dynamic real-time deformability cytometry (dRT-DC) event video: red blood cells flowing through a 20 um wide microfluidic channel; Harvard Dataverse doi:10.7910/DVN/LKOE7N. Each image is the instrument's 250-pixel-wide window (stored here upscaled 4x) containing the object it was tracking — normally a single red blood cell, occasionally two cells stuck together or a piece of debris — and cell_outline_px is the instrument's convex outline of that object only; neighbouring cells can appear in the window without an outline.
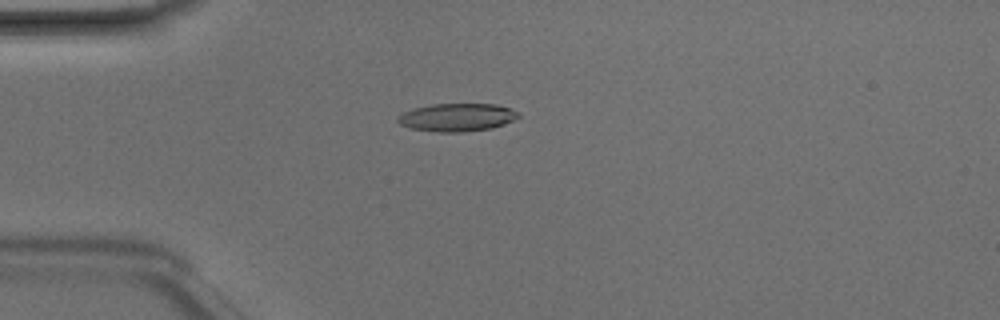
{"species": "Egyptian fruit bat (a non-hibernating species)", "species_latin": "Rousettus aegyptiacus", "temperature_condition": "room temperature", "stored_images_in_passage": 38, "camera_frame_rate_fps": 3000, "um_per_image_px": 0.085, "animal": {"sex": "male"}, "frame": {"image": 1, "passage_image": 3, "time_ms": 0.667, "image_size_px": [1000, 320], "cell_outline_px": [[520, 116], [504, 124], [492, 128], [464, 132], [436, 132], [412, 128], [400, 124], [396, 120], [404, 112], [412, 108], [432, 104], [496, 104], [512, 108], [520, 112]], "centroid_in_image_um": [38.88, 9.97], "position_along_channel_um": 46.1, "area_um2": 19.71}}
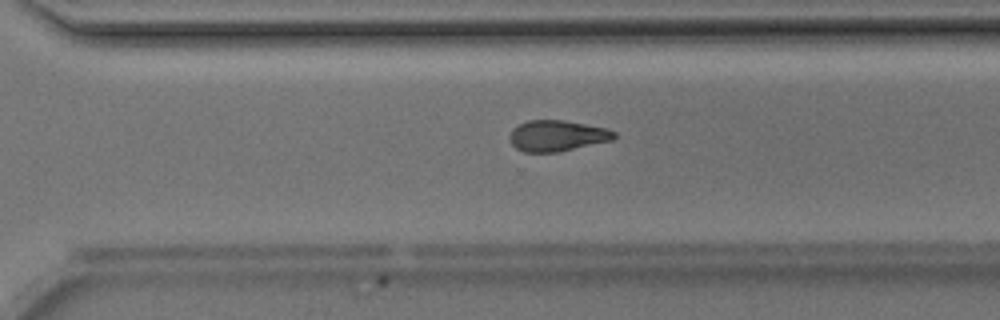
{"frame": {"image": 2, "passage_image": 24, "time_ms": 7.667, "image_size_px": [1000, 320], "cell_outline_px": [[616, 136], [612, 140], [560, 152], [524, 152], [516, 148], [512, 144], [508, 136], [512, 128], [528, 120], [564, 120], [608, 128], [616, 132]], "centroid_in_image_um": [47.35, 11.54], "position_along_channel_um": 323.2, "area_um2": 19.02}}
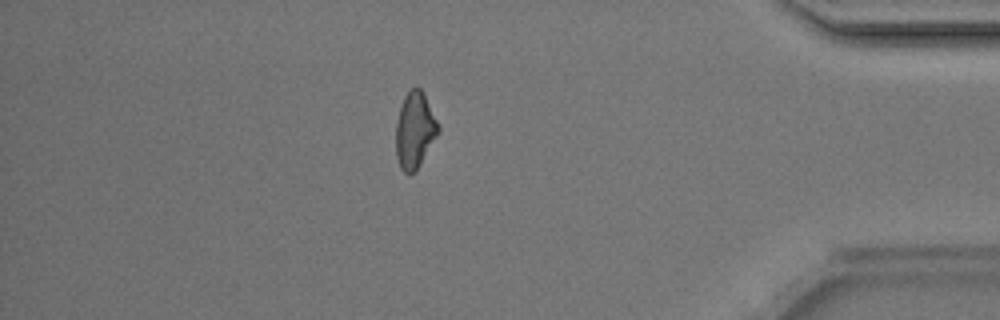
{"frame": {"image": 3, "passage_image": 32, "time_ms": 10.333, "image_size_px": [1000, 320], "cell_outline_px": [[440, 132], [420, 164], [408, 176], [400, 168], [396, 156], [396, 124], [400, 108], [404, 96], [412, 88], [420, 88], [424, 92], [440, 124]], "centroid_in_image_um": [35.28, 11.06], "position_along_channel_um": 399.9, "area_um2": 18.96}, "authors_computed_cell_mechanics": {"area_um2": 19.3052, "velocity_mm_per_s": 4.2208, "shape_relaxation_time_tau1_ms": 3.3439, "shape_relaxation_time_tau2_ms": 3.2302, "deformation_change_tau1": 0.1394, "deformation_change_tau2": 0.1036}}